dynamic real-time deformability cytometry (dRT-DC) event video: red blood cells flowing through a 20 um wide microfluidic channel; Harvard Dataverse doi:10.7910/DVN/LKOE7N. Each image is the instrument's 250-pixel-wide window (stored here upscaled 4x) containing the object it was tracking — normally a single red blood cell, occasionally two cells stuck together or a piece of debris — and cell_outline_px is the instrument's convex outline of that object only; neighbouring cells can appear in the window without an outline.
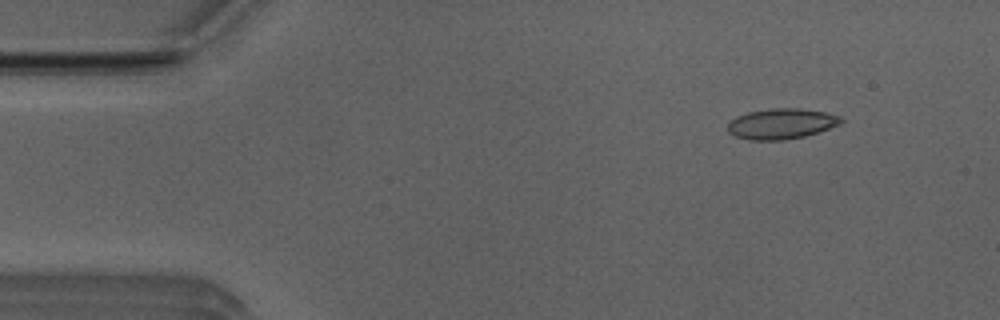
{"species": "Egyptian fruit bat (a non-hibernating species)", "species_latin": "Rousettus aegyptiacus", "temperature_condition": "room temperature", "stored_images_in_passage": 50, "camera_frame_rate_fps": 3000, "um_per_image_px": 0.085, "animal": {"sex": "male"}, "frame": {"image": 1, "passage_image": 4, "time_ms": 1.0, "image_size_px": [1000, 320], "cell_outline_px": [[844, 120], [840, 124], [804, 136], [784, 140], [748, 140], [736, 136], [728, 132], [728, 124], [736, 116], [748, 112], [772, 108], [800, 108], [824, 112], [840, 116]], "centroid_in_image_um": [66.4, 10.51], "position_along_channel_um": 18.6, "area_um2": 20.0}}
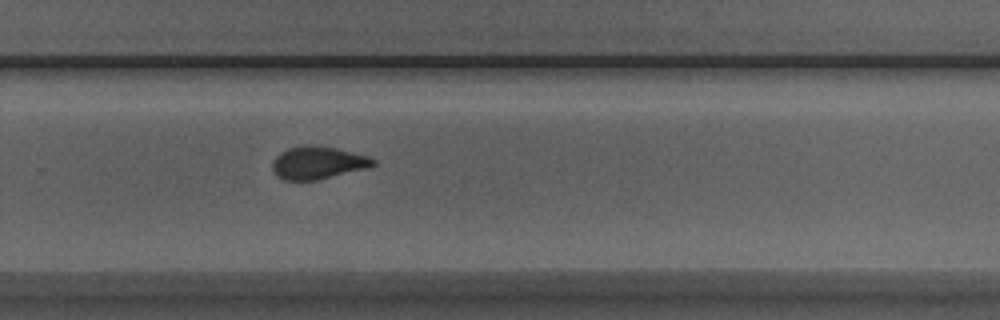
{"frame": {"image": 2, "passage_image": 32, "time_ms": 10.333, "image_size_px": [1000, 320], "cell_outline_px": [[376, 164], [368, 168], [316, 180], [284, 180], [276, 176], [272, 168], [272, 164], [276, 156], [280, 152], [288, 148], [304, 144], [312, 144], [336, 148], [368, 156], [376, 160]], "centroid_in_image_um": [27.0, 13.82], "position_along_channel_um": 302.8, "area_um2": 19.31}}
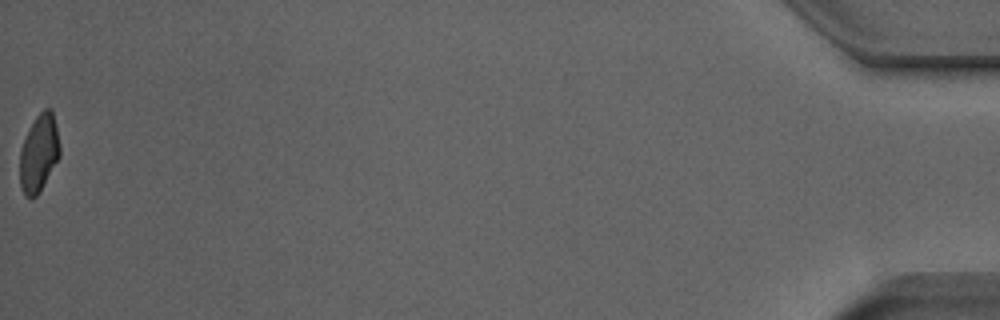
{"frame": {"image": 3, "passage_image": 50, "time_ms": 16.333, "image_size_px": [1000, 320], "cell_outline_px": [[60, 156], [40, 192], [32, 200], [24, 196], [20, 188], [20, 148], [36, 116], [44, 108], [52, 108], [60, 144]], "centroid_in_image_um": [3.31, 13.06], "position_along_channel_um": 431.9, "area_um2": 18.21}, "authors_computed_cell_mechanics": {"area_um2": 19.3341, "velocity_mm_per_s": 3.9594, "shape_relaxation_time_tau1_ms": 5.0972, "shape_relaxation_time_tau2_ms": 1.1898, "deformation_change_tau1": 0.1485, "deformation_change_tau2": 0.0767}}